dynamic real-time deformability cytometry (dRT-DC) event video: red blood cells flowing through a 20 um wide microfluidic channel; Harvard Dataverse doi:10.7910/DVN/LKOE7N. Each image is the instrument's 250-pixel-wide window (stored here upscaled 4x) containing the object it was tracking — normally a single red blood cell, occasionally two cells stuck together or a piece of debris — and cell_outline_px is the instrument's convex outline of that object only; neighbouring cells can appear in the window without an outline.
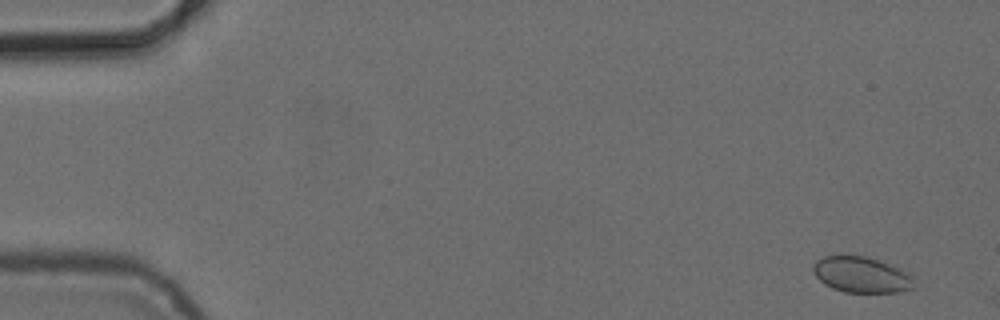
{"species": "common noctule bat (a hibernating species)", "species_latin": "Nyctalus noctula", "temperature_condition": "cold", "stored_images_in_passage": 4, "camera_frame_rate_fps": 3000, "um_per_image_px": 0.085, "animal": {"sex": "female", "body_mass_g": 24.6, "forearm_length_mm": 56.2}, "frame": {"image": 1, "passage_image": 1, "time_ms": 0.0, "image_size_px": [1000, 320], "cell_outline_px": [[916, 288], [900, 292], [844, 292], [832, 288], [824, 284], [812, 272], [812, 264], [816, 260], [824, 256], [836, 252], [844, 252], [868, 256], [896, 264], [916, 276]], "centroid_in_image_um": [73.28, 23.29], "position_along_channel_um": 11.7, "area_um2": 22.72}}